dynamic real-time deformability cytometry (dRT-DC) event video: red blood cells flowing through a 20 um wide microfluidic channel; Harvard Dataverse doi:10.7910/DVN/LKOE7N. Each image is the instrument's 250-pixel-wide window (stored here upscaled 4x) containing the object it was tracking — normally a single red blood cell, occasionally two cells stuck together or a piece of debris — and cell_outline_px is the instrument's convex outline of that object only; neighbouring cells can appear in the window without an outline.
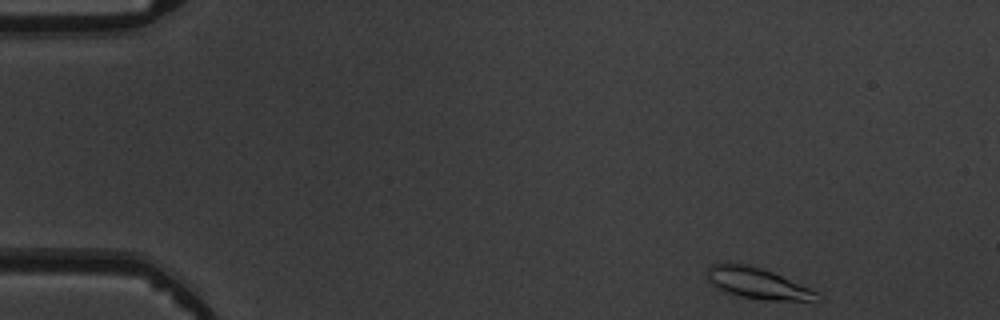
{"species": "common noctule bat (a hibernating species)", "species_latin": "Nyctalus noctula", "temperature_condition": "warm", "stored_images_in_passage": 5, "camera_frame_rate_fps": 3000, "um_per_image_px": 0.085, "animal": {"sex": "male", "body_mass_g": 19.5, "forearm_length_mm": 54.6}, "frame": {"image": 1, "passage_image": 1, "time_ms": 0.0, "image_size_px": [1000, 320], "cell_outline_px": [[824, 300], [764, 300], [740, 296], [716, 288], [704, 276], [708, 268], [712, 264], [748, 264], [772, 272], [812, 288]], "centroid_in_image_um": [64.4, 24.09], "position_along_channel_um": 20.6, "area_um2": 19.71}}